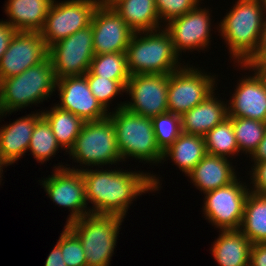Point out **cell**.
Here are the masks:
<instances>
[{"label": "cell", "instance_id": "1", "mask_svg": "<svg viewBox=\"0 0 266 266\" xmlns=\"http://www.w3.org/2000/svg\"><path fill=\"white\" fill-rule=\"evenodd\" d=\"M85 169L82 176L85 182L86 200L92 204V214L117 215L126 218L128 208L137 196L159 191V176L143 171L117 169Z\"/></svg>", "mask_w": 266, "mask_h": 266}, {"label": "cell", "instance_id": "2", "mask_svg": "<svg viewBox=\"0 0 266 266\" xmlns=\"http://www.w3.org/2000/svg\"><path fill=\"white\" fill-rule=\"evenodd\" d=\"M216 28L234 64H243L257 49L266 11L259 0H237Z\"/></svg>", "mask_w": 266, "mask_h": 266}, {"label": "cell", "instance_id": "3", "mask_svg": "<svg viewBox=\"0 0 266 266\" xmlns=\"http://www.w3.org/2000/svg\"><path fill=\"white\" fill-rule=\"evenodd\" d=\"M127 67L134 74H171L182 68L172 38L163 27L153 31L134 32L126 50Z\"/></svg>", "mask_w": 266, "mask_h": 266}, {"label": "cell", "instance_id": "4", "mask_svg": "<svg viewBox=\"0 0 266 266\" xmlns=\"http://www.w3.org/2000/svg\"><path fill=\"white\" fill-rule=\"evenodd\" d=\"M55 85L56 79L49 57L17 76L3 79L0 119L30 105L38 106L53 96Z\"/></svg>", "mask_w": 266, "mask_h": 266}, {"label": "cell", "instance_id": "5", "mask_svg": "<svg viewBox=\"0 0 266 266\" xmlns=\"http://www.w3.org/2000/svg\"><path fill=\"white\" fill-rule=\"evenodd\" d=\"M123 161L127 158L145 161L144 164L162 162L163 151L156 142L152 118L140 116L125 107L109 112Z\"/></svg>", "mask_w": 266, "mask_h": 266}, {"label": "cell", "instance_id": "6", "mask_svg": "<svg viewBox=\"0 0 266 266\" xmlns=\"http://www.w3.org/2000/svg\"><path fill=\"white\" fill-rule=\"evenodd\" d=\"M67 154L82 167L73 168L72 166L70 168L72 170L82 171L89 166V168L94 166L101 168L108 164L109 167L110 164H119L122 158L111 118L108 116L97 121H85L73 147Z\"/></svg>", "mask_w": 266, "mask_h": 266}, {"label": "cell", "instance_id": "7", "mask_svg": "<svg viewBox=\"0 0 266 266\" xmlns=\"http://www.w3.org/2000/svg\"><path fill=\"white\" fill-rule=\"evenodd\" d=\"M123 217L88 214L67 226L81 240L87 266H109L117 243Z\"/></svg>", "mask_w": 266, "mask_h": 266}, {"label": "cell", "instance_id": "8", "mask_svg": "<svg viewBox=\"0 0 266 266\" xmlns=\"http://www.w3.org/2000/svg\"><path fill=\"white\" fill-rule=\"evenodd\" d=\"M186 64L168 74V111L180 116L212 94L217 87L215 80H218L216 75Z\"/></svg>", "mask_w": 266, "mask_h": 266}, {"label": "cell", "instance_id": "9", "mask_svg": "<svg viewBox=\"0 0 266 266\" xmlns=\"http://www.w3.org/2000/svg\"><path fill=\"white\" fill-rule=\"evenodd\" d=\"M95 55L91 24L48 47L55 79L84 75Z\"/></svg>", "mask_w": 266, "mask_h": 266}, {"label": "cell", "instance_id": "10", "mask_svg": "<svg viewBox=\"0 0 266 266\" xmlns=\"http://www.w3.org/2000/svg\"><path fill=\"white\" fill-rule=\"evenodd\" d=\"M54 166L52 175L40 182L47 196L58 206L70 211L65 225L90 214L82 172L70 169L69 164ZM69 166V167H67ZM88 206V207H87Z\"/></svg>", "mask_w": 266, "mask_h": 266}, {"label": "cell", "instance_id": "11", "mask_svg": "<svg viewBox=\"0 0 266 266\" xmlns=\"http://www.w3.org/2000/svg\"><path fill=\"white\" fill-rule=\"evenodd\" d=\"M240 179L204 194L202 210L205 220L220 230L239 229L241 226L250 184Z\"/></svg>", "mask_w": 266, "mask_h": 266}, {"label": "cell", "instance_id": "12", "mask_svg": "<svg viewBox=\"0 0 266 266\" xmlns=\"http://www.w3.org/2000/svg\"><path fill=\"white\" fill-rule=\"evenodd\" d=\"M102 0H54L43 29L47 47L90 25L93 12Z\"/></svg>", "mask_w": 266, "mask_h": 266}, {"label": "cell", "instance_id": "13", "mask_svg": "<svg viewBox=\"0 0 266 266\" xmlns=\"http://www.w3.org/2000/svg\"><path fill=\"white\" fill-rule=\"evenodd\" d=\"M167 92L168 74H134L130 76L125 91L131 101L120 102L115 108L125 107L140 116L153 118L169 112Z\"/></svg>", "mask_w": 266, "mask_h": 266}, {"label": "cell", "instance_id": "14", "mask_svg": "<svg viewBox=\"0 0 266 266\" xmlns=\"http://www.w3.org/2000/svg\"><path fill=\"white\" fill-rule=\"evenodd\" d=\"M199 3L190 12L170 20L164 28L170 34L175 52L182 55L188 51L204 50L211 44V18L209 8ZM211 15V16H210ZM207 47V48H206Z\"/></svg>", "mask_w": 266, "mask_h": 266}, {"label": "cell", "instance_id": "15", "mask_svg": "<svg viewBox=\"0 0 266 266\" xmlns=\"http://www.w3.org/2000/svg\"><path fill=\"white\" fill-rule=\"evenodd\" d=\"M90 24L95 54L126 52L134 31L105 0L94 10Z\"/></svg>", "mask_w": 266, "mask_h": 266}, {"label": "cell", "instance_id": "16", "mask_svg": "<svg viewBox=\"0 0 266 266\" xmlns=\"http://www.w3.org/2000/svg\"><path fill=\"white\" fill-rule=\"evenodd\" d=\"M48 57L40 32L17 31L0 60V79L17 76Z\"/></svg>", "mask_w": 266, "mask_h": 266}, {"label": "cell", "instance_id": "17", "mask_svg": "<svg viewBox=\"0 0 266 266\" xmlns=\"http://www.w3.org/2000/svg\"><path fill=\"white\" fill-rule=\"evenodd\" d=\"M55 90L60 109L70 111L85 121H97L109 116L97 98L92 94L85 75L69 76L56 80Z\"/></svg>", "mask_w": 266, "mask_h": 266}, {"label": "cell", "instance_id": "18", "mask_svg": "<svg viewBox=\"0 0 266 266\" xmlns=\"http://www.w3.org/2000/svg\"><path fill=\"white\" fill-rule=\"evenodd\" d=\"M227 101L229 117L266 122V89L255 74L244 75Z\"/></svg>", "mask_w": 266, "mask_h": 266}, {"label": "cell", "instance_id": "19", "mask_svg": "<svg viewBox=\"0 0 266 266\" xmlns=\"http://www.w3.org/2000/svg\"><path fill=\"white\" fill-rule=\"evenodd\" d=\"M40 112H31L0 126V156L8 165L16 163L27 153L36 122L42 117Z\"/></svg>", "mask_w": 266, "mask_h": 266}, {"label": "cell", "instance_id": "20", "mask_svg": "<svg viewBox=\"0 0 266 266\" xmlns=\"http://www.w3.org/2000/svg\"><path fill=\"white\" fill-rule=\"evenodd\" d=\"M231 159L206 154L187 175L203 194L234 182L238 176Z\"/></svg>", "mask_w": 266, "mask_h": 266}, {"label": "cell", "instance_id": "21", "mask_svg": "<svg viewBox=\"0 0 266 266\" xmlns=\"http://www.w3.org/2000/svg\"><path fill=\"white\" fill-rule=\"evenodd\" d=\"M227 117V101L219 100L214 91L200 104L180 116L181 129L186 134L204 136Z\"/></svg>", "mask_w": 266, "mask_h": 266}, {"label": "cell", "instance_id": "22", "mask_svg": "<svg viewBox=\"0 0 266 266\" xmlns=\"http://www.w3.org/2000/svg\"><path fill=\"white\" fill-rule=\"evenodd\" d=\"M54 0H7L6 21L16 31L40 32Z\"/></svg>", "mask_w": 266, "mask_h": 266}, {"label": "cell", "instance_id": "23", "mask_svg": "<svg viewBox=\"0 0 266 266\" xmlns=\"http://www.w3.org/2000/svg\"><path fill=\"white\" fill-rule=\"evenodd\" d=\"M253 243L239 230H219L212 255L218 266H249Z\"/></svg>", "mask_w": 266, "mask_h": 266}, {"label": "cell", "instance_id": "24", "mask_svg": "<svg viewBox=\"0 0 266 266\" xmlns=\"http://www.w3.org/2000/svg\"><path fill=\"white\" fill-rule=\"evenodd\" d=\"M134 31H153L163 28L155 0H105Z\"/></svg>", "mask_w": 266, "mask_h": 266}, {"label": "cell", "instance_id": "25", "mask_svg": "<svg viewBox=\"0 0 266 266\" xmlns=\"http://www.w3.org/2000/svg\"><path fill=\"white\" fill-rule=\"evenodd\" d=\"M207 154L204 136L181 133L178 138L163 151L162 161L172 159L179 170L187 176Z\"/></svg>", "mask_w": 266, "mask_h": 266}, {"label": "cell", "instance_id": "26", "mask_svg": "<svg viewBox=\"0 0 266 266\" xmlns=\"http://www.w3.org/2000/svg\"><path fill=\"white\" fill-rule=\"evenodd\" d=\"M41 114L50 124L61 150L69 152L80 134L84 121L70 111L60 109L56 105L49 110H42Z\"/></svg>", "mask_w": 266, "mask_h": 266}, {"label": "cell", "instance_id": "27", "mask_svg": "<svg viewBox=\"0 0 266 266\" xmlns=\"http://www.w3.org/2000/svg\"><path fill=\"white\" fill-rule=\"evenodd\" d=\"M239 230L253 243H266V195L249 192Z\"/></svg>", "mask_w": 266, "mask_h": 266}, {"label": "cell", "instance_id": "28", "mask_svg": "<svg viewBox=\"0 0 266 266\" xmlns=\"http://www.w3.org/2000/svg\"><path fill=\"white\" fill-rule=\"evenodd\" d=\"M206 152L211 155L233 159L239 155L232 120L228 116L204 135ZM233 156V157H232Z\"/></svg>", "mask_w": 266, "mask_h": 266}, {"label": "cell", "instance_id": "29", "mask_svg": "<svg viewBox=\"0 0 266 266\" xmlns=\"http://www.w3.org/2000/svg\"><path fill=\"white\" fill-rule=\"evenodd\" d=\"M84 75H96L111 80H129L126 52L95 54Z\"/></svg>", "mask_w": 266, "mask_h": 266}, {"label": "cell", "instance_id": "30", "mask_svg": "<svg viewBox=\"0 0 266 266\" xmlns=\"http://www.w3.org/2000/svg\"><path fill=\"white\" fill-rule=\"evenodd\" d=\"M240 153L249 157L257 149L266 132V122L258 120L230 117Z\"/></svg>", "mask_w": 266, "mask_h": 266}, {"label": "cell", "instance_id": "31", "mask_svg": "<svg viewBox=\"0 0 266 266\" xmlns=\"http://www.w3.org/2000/svg\"><path fill=\"white\" fill-rule=\"evenodd\" d=\"M61 146L52 132L50 124L42 116L34 127L28 151L31 152L35 160L41 164L49 161L51 157L57 155V151Z\"/></svg>", "mask_w": 266, "mask_h": 266}, {"label": "cell", "instance_id": "32", "mask_svg": "<svg viewBox=\"0 0 266 266\" xmlns=\"http://www.w3.org/2000/svg\"><path fill=\"white\" fill-rule=\"evenodd\" d=\"M85 76L92 94L97 98L101 106L107 112H110L111 101L119 94L123 95L125 93L128 80H111L96 75Z\"/></svg>", "mask_w": 266, "mask_h": 266}, {"label": "cell", "instance_id": "33", "mask_svg": "<svg viewBox=\"0 0 266 266\" xmlns=\"http://www.w3.org/2000/svg\"><path fill=\"white\" fill-rule=\"evenodd\" d=\"M152 123L157 145L162 151L182 133L180 115L167 112L153 117Z\"/></svg>", "mask_w": 266, "mask_h": 266}, {"label": "cell", "instance_id": "34", "mask_svg": "<svg viewBox=\"0 0 266 266\" xmlns=\"http://www.w3.org/2000/svg\"><path fill=\"white\" fill-rule=\"evenodd\" d=\"M56 244L61 248L63 261L67 266H87L81 240L67 225Z\"/></svg>", "mask_w": 266, "mask_h": 266}, {"label": "cell", "instance_id": "35", "mask_svg": "<svg viewBox=\"0 0 266 266\" xmlns=\"http://www.w3.org/2000/svg\"><path fill=\"white\" fill-rule=\"evenodd\" d=\"M202 0H155L161 24L193 10Z\"/></svg>", "mask_w": 266, "mask_h": 266}, {"label": "cell", "instance_id": "36", "mask_svg": "<svg viewBox=\"0 0 266 266\" xmlns=\"http://www.w3.org/2000/svg\"><path fill=\"white\" fill-rule=\"evenodd\" d=\"M253 163L249 172L250 184H252L249 190L257 194L266 195V161Z\"/></svg>", "mask_w": 266, "mask_h": 266}, {"label": "cell", "instance_id": "37", "mask_svg": "<svg viewBox=\"0 0 266 266\" xmlns=\"http://www.w3.org/2000/svg\"><path fill=\"white\" fill-rule=\"evenodd\" d=\"M238 65L240 66L239 69L243 71L249 70L250 72L251 70L252 74L254 72L266 89V60H246L243 64Z\"/></svg>", "mask_w": 266, "mask_h": 266}, {"label": "cell", "instance_id": "38", "mask_svg": "<svg viewBox=\"0 0 266 266\" xmlns=\"http://www.w3.org/2000/svg\"><path fill=\"white\" fill-rule=\"evenodd\" d=\"M16 32L17 31L7 21L0 20V60L7 51L9 43Z\"/></svg>", "mask_w": 266, "mask_h": 266}, {"label": "cell", "instance_id": "39", "mask_svg": "<svg viewBox=\"0 0 266 266\" xmlns=\"http://www.w3.org/2000/svg\"><path fill=\"white\" fill-rule=\"evenodd\" d=\"M249 266H266V243L252 245Z\"/></svg>", "mask_w": 266, "mask_h": 266}, {"label": "cell", "instance_id": "40", "mask_svg": "<svg viewBox=\"0 0 266 266\" xmlns=\"http://www.w3.org/2000/svg\"><path fill=\"white\" fill-rule=\"evenodd\" d=\"M247 60H266V19L261 31L257 49Z\"/></svg>", "mask_w": 266, "mask_h": 266}, {"label": "cell", "instance_id": "41", "mask_svg": "<svg viewBox=\"0 0 266 266\" xmlns=\"http://www.w3.org/2000/svg\"><path fill=\"white\" fill-rule=\"evenodd\" d=\"M44 266H67L63 261L61 248L57 244L47 256Z\"/></svg>", "mask_w": 266, "mask_h": 266}, {"label": "cell", "instance_id": "42", "mask_svg": "<svg viewBox=\"0 0 266 266\" xmlns=\"http://www.w3.org/2000/svg\"><path fill=\"white\" fill-rule=\"evenodd\" d=\"M253 162H263L266 161V132L263 139L260 141L257 149L250 156Z\"/></svg>", "mask_w": 266, "mask_h": 266}, {"label": "cell", "instance_id": "43", "mask_svg": "<svg viewBox=\"0 0 266 266\" xmlns=\"http://www.w3.org/2000/svg\"><path fill=\"white\" fill-rule=\"evenodd\" d=\"M7 166H9L4 160H3V158L0 156V185H1V181L3 180L2 179V173H3V168L4 167H7Z\"/></svg>", "mask_w": 266, "mask_h": 266}, {"label": "cell", "instance_id": "44", "mask_svg": "<svg viewBox=\"0 0 266 266\" xmlns=\"http://www.w3.org/2000/svg\"><path fill=\"white\" fill-rule=\"evenodd\" d=\"M259 2L262 4V6L264 7L266 11V0H259Z\"/></svg>", "mask_w": 266, "mask_h": 266}, {"label": "cell", "instance_id": "45", "mask_svg": "<svg viewBox=\"0 0 266 266\" xmlns=\"http://www.w3.org/2000/svg\"><path fill=\"white\" fill-rule=\"evenodd\" d=\"M0 113H1V79H0Z\"/></svg>", "mask_w": 266, "mask_h": 266}]
</instances>
